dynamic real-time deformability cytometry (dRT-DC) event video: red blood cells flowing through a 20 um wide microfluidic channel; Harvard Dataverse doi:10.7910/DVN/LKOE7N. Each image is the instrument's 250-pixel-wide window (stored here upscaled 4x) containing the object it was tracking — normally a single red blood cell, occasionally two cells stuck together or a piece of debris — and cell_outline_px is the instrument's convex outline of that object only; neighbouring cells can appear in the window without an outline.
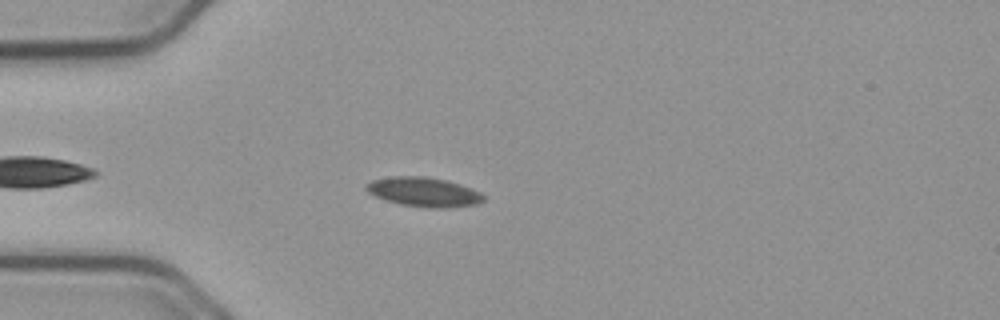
{"species": "common noctule bat (a hibernating species)", "species_latin": "Nyctalus noctula", "temperature_condition": "cold", "stored_images_in_passage": 40, "camera_frame_rate_fps": 3000, "um_per_image_px": 0.085, "animal": {"sex": "male", "body_mass_g": 23.1, "forearm_length_mm": 52.7}, "frame": {"image": 1, "passage_image": 7, "time_ms": 2.0, "image_size_px": [1000, 320], "cell_outline_px": [[484, 200], [476, 204], [448, 208], [432, 208], [400, 204], [384, 200], [368, 192], [364, 188], [364, 184], [372, 180], [392, 176], [424, 176], [448, 180], [460, 184], [480, 192], [484, 196]], "centroid_in_image_um": [36.0, 16.31], "position_along_channel_um": 49.0, "area_um2": 20.17}}
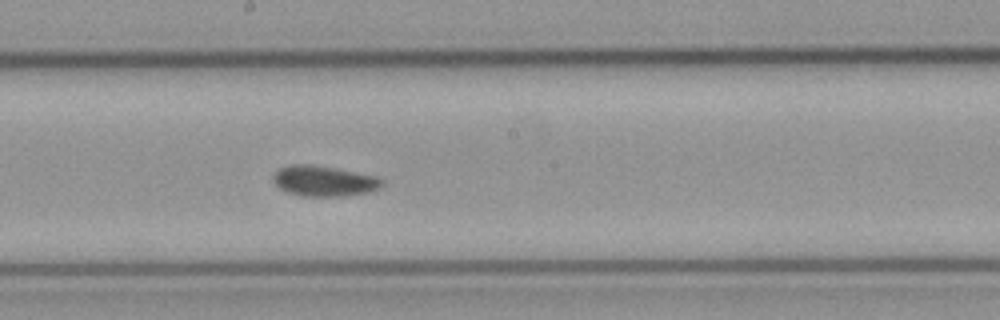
{"frame": {"image": 2, "passage_image": 22, "time_ms": 7.0, "image_size_px": [1000, 320], "cell_outline_px": [[384, 184], [380, 188], [368, 192], [344, 196], [300, 196], [284, 192], [272, 180], [272, 176], [280, 168], [292, 164], [308, 164], [332, 168], [376, 176], [384, 180]], "centroid_in_image_um": [27.52, 15.4], "position_along_channel_um": 220.7, "area_um2": 19.31}}
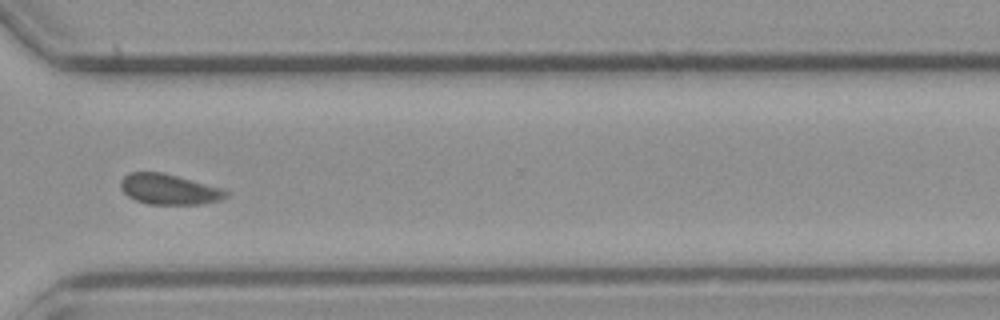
{"frame": {"image": 3, "passage_image": 33, "time_ms": 10.667, "image_size_px": [1000, 320], "cell_outline_px": [[228, 196], [220, 200], [200, 204], [148, 204], [136, 200], [128, 196], [120, 188], [120, 180], [124, 176], [132, 172], [164, 172], [224, 188], [228, 192]], "centroid_in_image_um": [14.38, 16.08], "position_along_channel_um": 356.2, "area_um2": 18.84}}